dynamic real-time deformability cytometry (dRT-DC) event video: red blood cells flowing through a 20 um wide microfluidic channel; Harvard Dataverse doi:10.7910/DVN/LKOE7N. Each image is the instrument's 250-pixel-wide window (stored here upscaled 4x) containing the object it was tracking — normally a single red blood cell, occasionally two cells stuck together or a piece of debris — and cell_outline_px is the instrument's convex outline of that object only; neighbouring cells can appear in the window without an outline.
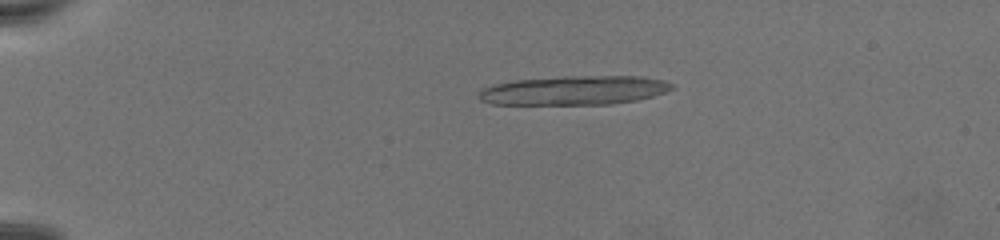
{"species": "common noctule bat (a hibernating species)", "species_latin": "Nyctalus noctula", "temperature_condition": "warm", "stored_images_in_passage": 34, "segment_of_instrument_passage": [1, 2], "camera_frame_rate_fps": 3000, "um_per_image_px": 0.085, "animal": {"sex": "female", "body_mass_g": 19.5, "forearm_length_mm": 54.1}, "frame": {"image": 1, "passage_image": 19, "time_ms": 6.0, "image_size_px": [1000, 240], "cell_outline_px": [[672, 88], [664, 92], [652, 96], [636, 100], [608, 104], [492, 104], [480, 100], [476, 96], [484, 88], [496, 84], [516, 80], [564, 76], [640, 76], [660, 80], [672, 84]], "centroid_in_image_um": [48.77, 7.68], "position_along_channel_um": 36.2, "area_um2": 32.37}}